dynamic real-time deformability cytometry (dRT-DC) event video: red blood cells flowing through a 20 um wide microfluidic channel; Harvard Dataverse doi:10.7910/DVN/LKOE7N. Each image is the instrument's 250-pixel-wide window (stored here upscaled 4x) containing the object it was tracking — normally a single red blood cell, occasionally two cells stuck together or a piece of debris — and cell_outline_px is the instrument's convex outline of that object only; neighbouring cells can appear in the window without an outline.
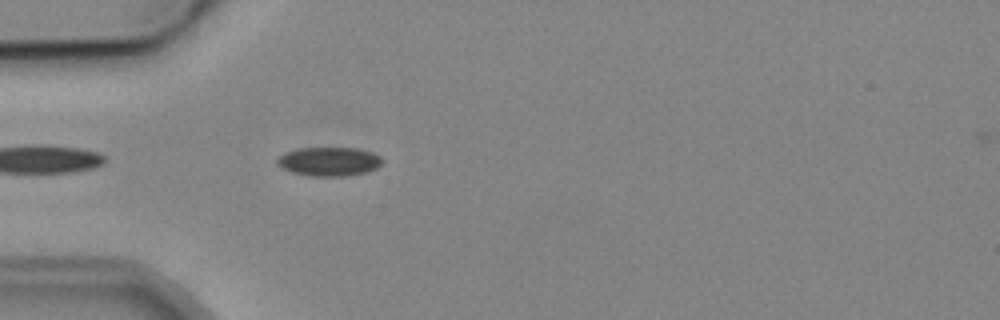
{"species": "common noctule bat (a hibernating species)", "species_latin": "Nyctalus noctula", "temperature_condition": "cold", "stored_images_in_passage": 2, "camera_frame_rate_fps": 3000, "um_per_image_px": 0.085, "animal": {"sex": "male", "body_mass_g": 19.2, "forearm_length_mm": 51.8}, "frame": {"image": 1, "passage_image": 2, "time_ms": 1.333, "image_size_px": [1000, 320], "cell_outline_px": [[384, 160], [376, 168], [368, 172], [344, 176], [312, 176], [292, 172], [280, 168], [276, 164], [276, 156], [284, 152], [300, 148], [356, 148], [372, 152], [380, 156]], "centroid_in_image_um": [27.93, 13.73], "position_along_channel_um": 57.1, "area_um2": 17.92}}